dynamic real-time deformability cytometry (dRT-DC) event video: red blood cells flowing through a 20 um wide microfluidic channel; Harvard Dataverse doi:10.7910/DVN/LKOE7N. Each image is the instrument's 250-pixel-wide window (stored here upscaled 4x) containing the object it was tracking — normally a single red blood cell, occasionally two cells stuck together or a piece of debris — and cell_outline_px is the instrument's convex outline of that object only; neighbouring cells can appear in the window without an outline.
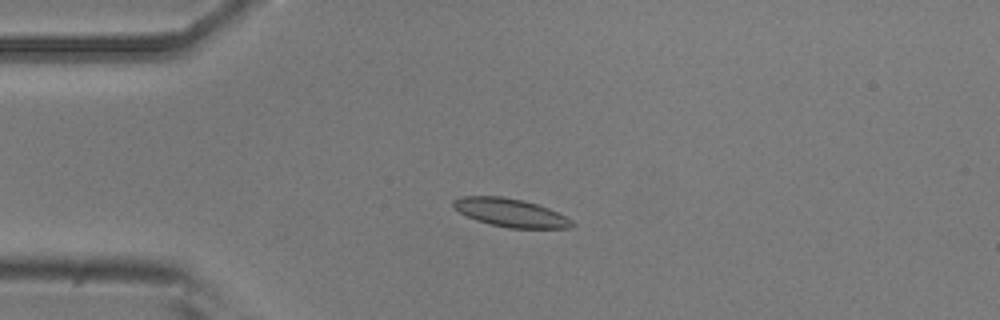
{"species": "common noctule bat (a hibernating species)", "species_latin": "Nyctalus noctula", "temperature_condition": "room temperature", "stored_images_in_passage": 6, "camera_frame_rate_fps": 3000, "um_per_image_px": 0.085, "animal": {"sex": "male", "body_mass_g": 20.5, "forearm_length_mm": 52.5}, "frame": {"image": 1, "passage_image": 4, "time_ms": 1.0, "image_size_px": [1000, 320], "cell_outline_px": [[576, 224], [572, 228], [508, 228], [488, 224], [476, 220], [460, 212], [452, 204], [452, 200], [460, 196], [504, 196], [524, 200], [548, 208], [572, 220]], "centroid_in_image_um": [43.39, 18.08], "position_along_channel_um": 41.6, "area_um2": 19.59}}
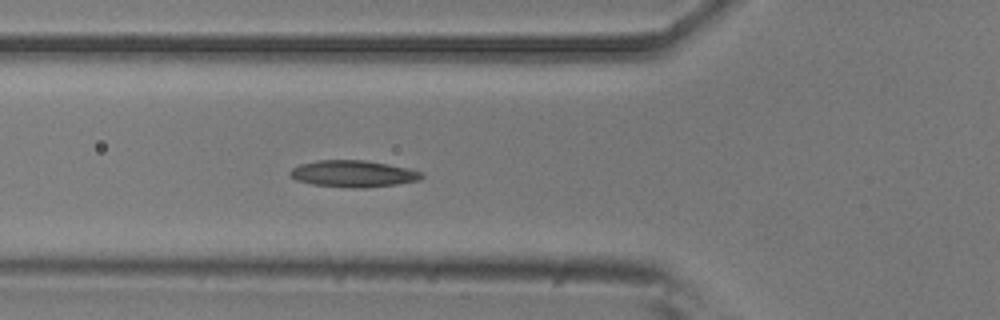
{"frame": {"image": 2, "passage_image": 6, "time_ms": 1.667, "image_size_px": [1000, 320], "cell_outline_px": [[424, 176], [420, 180], [396, 184], [364, 188], [352, 188], [312, 184], [296, 180], [288, 176], [288, 172], [292, 168], [300, 164], [316, 160], [364, 160], [388, 164], [408, 168], [420, 172]], "centroid_in_image_um": [29.98, 14.76], "position_along_channel_um": 95.8, "area_um2": 20.52}}